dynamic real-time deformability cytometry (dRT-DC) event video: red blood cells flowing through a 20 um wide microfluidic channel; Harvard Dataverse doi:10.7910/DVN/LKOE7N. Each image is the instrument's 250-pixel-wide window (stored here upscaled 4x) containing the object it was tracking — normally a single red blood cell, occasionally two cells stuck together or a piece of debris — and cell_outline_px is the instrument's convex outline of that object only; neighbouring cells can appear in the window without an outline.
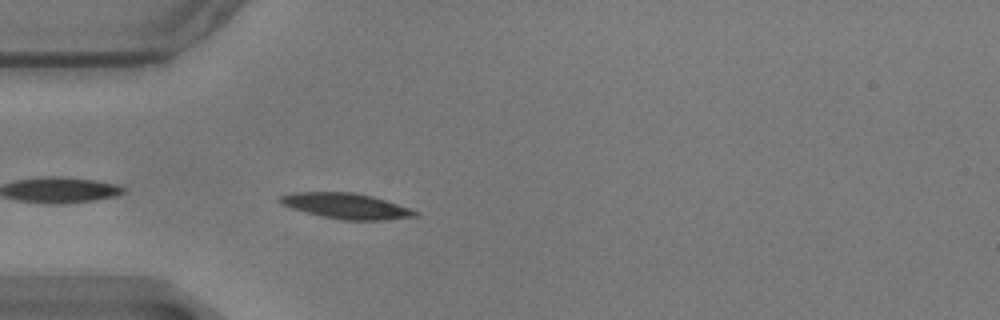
{"species": "common noctule bat (a hibernating species)", "species_latin": "Nyctalus noctula", "temperature_condition": "warm", "stored_images_in_passage": 39, "camera_frame_rate_fps": 3000, "um_per_image_px": 0.085, "animal": {"sex": "male", "body_mass_g": 17.9}, "frame": {"image": 1, "passage_image": 2, "time_ms": 0.333, "image_size_px": [1000, 320], "cell_outline_px": [[420, 212], [416, 216], [384, 220], [344, 220], [324, 216], [292, 208], [276, 200], [276, 196], [292, 192], [352, 192], [372, 196]], "centroid_in_image_um": [29.38, 17.49], "position_along_channel_um": 55.6, "area_um2": 19.83}}
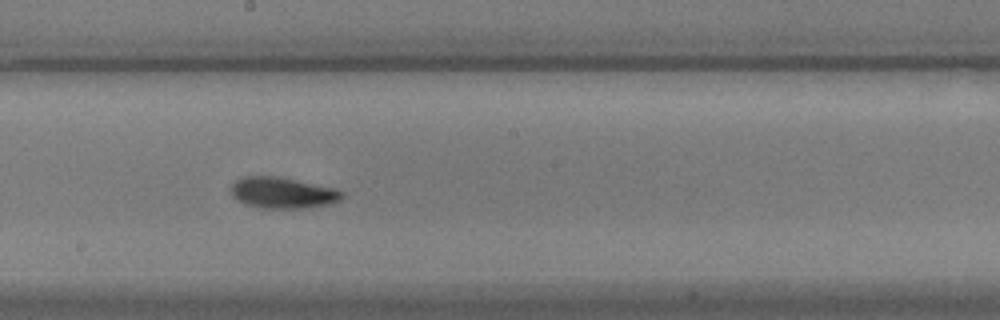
{"frame": {"image": 2, "passage_image": 17, "time_ms": 5.333, "image_size_px": [1000, 320], "cell_outline_px": [[344, 196], [340, 200], [328, 204], [308, 208], [264, 208], [244, 204], [236, 200], [232, 196], [232, 184], [236, 180], [244, 176], [276, 176], [336, 188], [344, 192]], "centroid_in_image_um": [24.03, 16.39], "position_along_channel_um": 224.2, "area_um2": 20.17}}
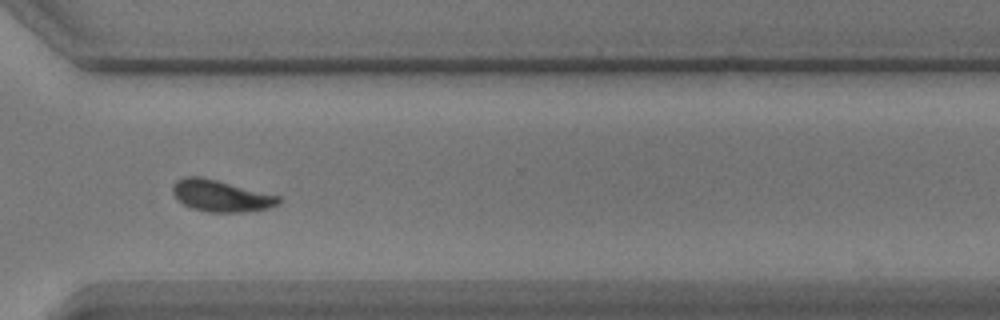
{"frame": {"image": 3, "passage_image": 28, "time_ms": 9.0, "image_size_px": [1000, 320], "cell_outline_px": [[280, 204], [268, 208], [244, 212], [208, 212], [192, 208], [176, 200], [172, 192], [172, 184], [176, 180], [184, 176], [200, 176], [280, 196]], "centroid_in_image_um": [18.73, 16.64], "position_along_channel_um": 351.9, "area_um2": 19.54}, "authors_computed_cell_mechanics": {"area_um2": 19.074, "velocity_mm_per_s": 3.4811, "shape_relaxation_time_tau1_ms": 2.315, "shape_relaxation_time_tau2_ms": 4.2193, "deformation_change_tau1": 0.1315, "deformation_change_tau2": 0.1017}}